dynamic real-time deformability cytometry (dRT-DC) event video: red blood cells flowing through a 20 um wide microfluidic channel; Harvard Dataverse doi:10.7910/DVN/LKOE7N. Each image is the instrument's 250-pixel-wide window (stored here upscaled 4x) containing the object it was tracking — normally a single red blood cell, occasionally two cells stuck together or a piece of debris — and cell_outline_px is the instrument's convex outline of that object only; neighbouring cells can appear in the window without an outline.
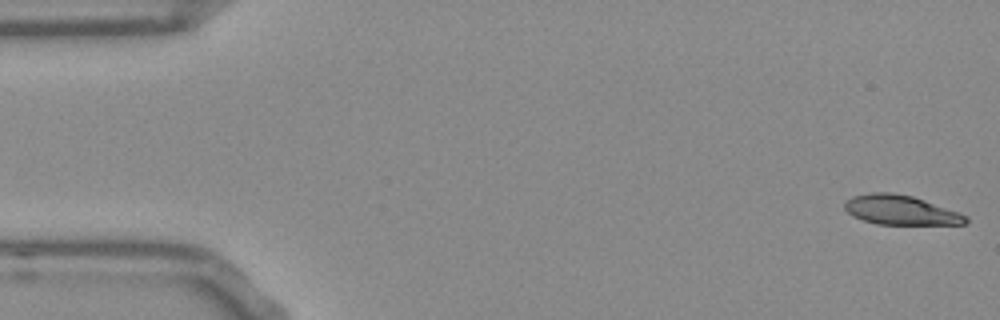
{"species": "Egyptian fruit bat (a non-hibernating species)", "species_latin": "Rousettus aegyptiacus", "temperature_condition": "room temperature", "stored_images_in_passage": 53, "camera_frame_rate_fps": 3000, "um_per_image_px": 0.085, "frame": {"image": 1, "passage_image": 1, "time_ms": 0.0, "image_size_px": [1000, 320], "cell_outline_px": [[968, 224], [876, 224], [852, 216], [844, 208], [844, 204], [852, 196], [872, 192], [892, 192], [912, 196], [960, 212], [968, 216]], "centroid_in_image_um": [76.57, 17.85], "position_along_channel_um": 8.4, "area_um2": 20.81}}
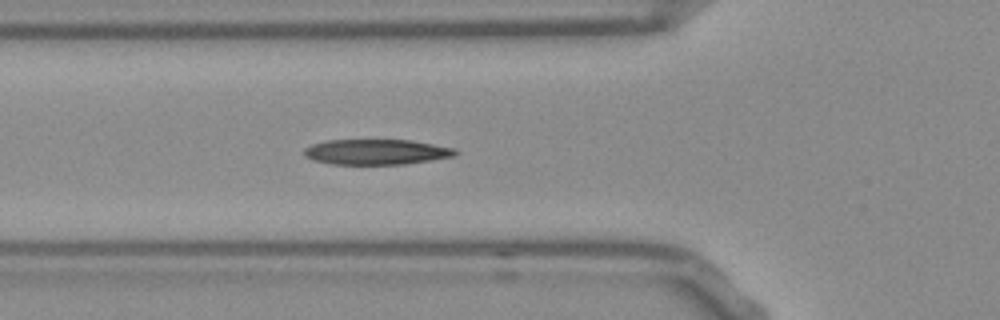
{"frame": {"image": 2, "passage_image": 18, "time_ms": 5.667, "image_size_px": [1000, 320], "cell_outline_px": [[460, 152], [456, 156], [432, 160], [404, 164], [332, 164], [312, 160], [304, 156], [304, 148], [312, 144], [328, 140], [408, 140], [456, 148]], "centroid_in_image_um": [32.01, 12.92], "position_along_channel_um": 93.8, "area_um2": 22.43}}
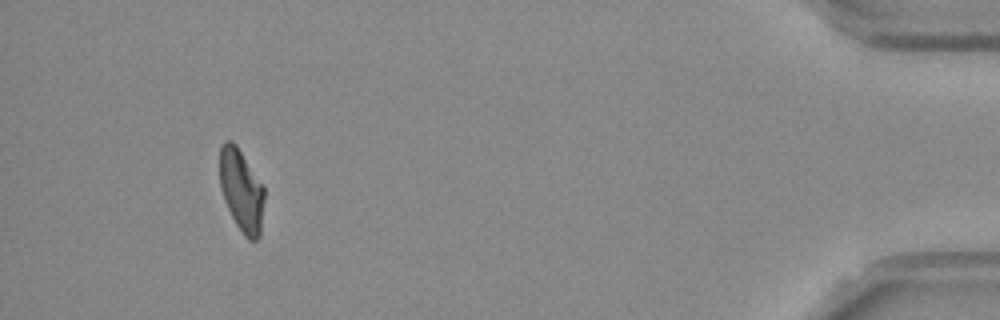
{"frame": {"image": 3, "passage_image": 49, "time_ms": 16.0, "image_size_px": [1000, 320], "cell_outline_px": [[264, 200], [260, 236], [256, 240], [248, 240], [244, 236], [236, 224], [224, 200], [220, 188], [220, 148], [224, 140], [232, 140], [236, 144], [264, 184]], "centroid_in_image_um": [20.53, 16.16], "position_along_channel_um": 414.7, "area_um2": 21.68}, "authors_computed_cell_mechanics": {"area_um2": 22.0218, "velocity_mm_per_s": 3.7999, "shape_relaxation_time_tau1_ms": 5.7371, "shape_relaxation_time_tau2_ms": 2.1444, "deformation_change_tau1": 0.2111, "deformation_change_tau2": 0.1014}}